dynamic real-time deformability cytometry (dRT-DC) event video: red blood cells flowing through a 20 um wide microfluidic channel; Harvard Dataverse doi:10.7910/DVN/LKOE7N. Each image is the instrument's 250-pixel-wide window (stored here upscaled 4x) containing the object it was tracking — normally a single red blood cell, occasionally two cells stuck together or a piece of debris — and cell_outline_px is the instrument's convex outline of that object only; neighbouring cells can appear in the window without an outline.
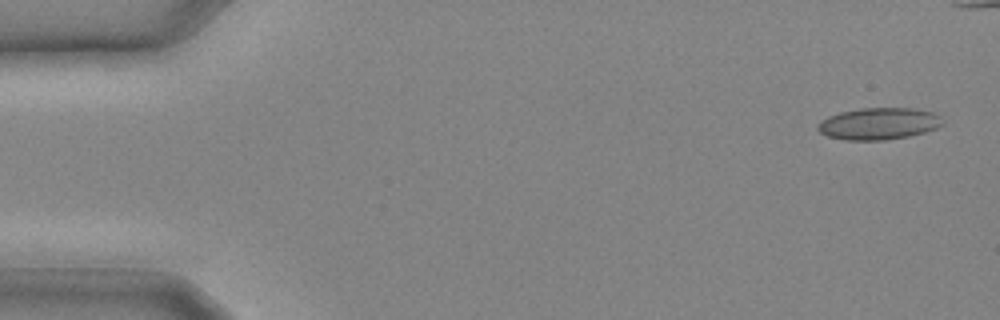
{"species": "common noctule bat (a hibernating species)", "species_latin": "Nyctalus noctula", "temperature_condition": "cold", "stored_images_in_passage": 9, "camera_frame_rate_fps": 3000, "um_per_image_px": 0.085, "animal": {"sex": "male", "body_mass_g": 20.4}, "frame": {"image": 1, "passage_image": 1, "time_ms": 0.0, "image_size_px": [1000, 320], "cell_outline_px": [[944, 124], [936, 128], [924, 132], [908, 136], [884, 140], [844, 140], [828, 136], [820, 132], [816, 128], [816, 124], [820, 120], [828, 116], [840, 112], [860, 108], [916, 108], [932, 112], [940, 116]], "centroid_in_image_um": [74.67, 10.5], "position_along_channel_um": 10.3, "area_um2": 23.29}}